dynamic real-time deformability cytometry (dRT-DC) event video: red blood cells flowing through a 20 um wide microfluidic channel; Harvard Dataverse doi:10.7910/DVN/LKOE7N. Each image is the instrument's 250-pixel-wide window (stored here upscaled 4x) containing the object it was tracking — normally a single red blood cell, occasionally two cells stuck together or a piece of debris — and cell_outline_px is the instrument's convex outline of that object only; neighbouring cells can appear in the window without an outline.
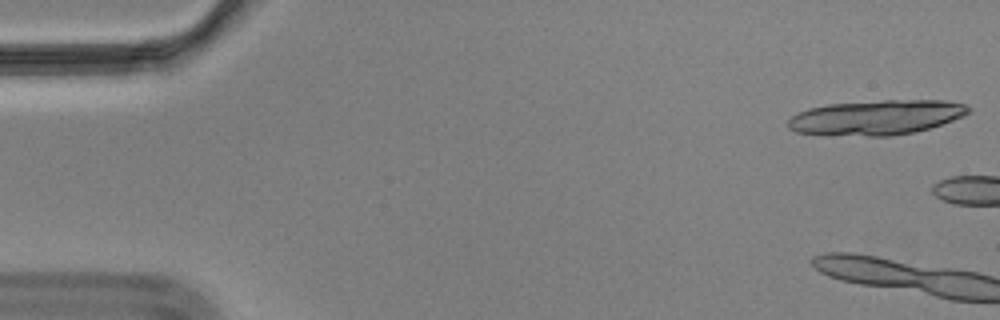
{"species": "Egyptian fruit bat (a non-hibernating species)", "species_latin": "Rousettus aegyptiacus", "temperature_condition": "cold", "stored_images_in_passage": 4, "camera_frame_rate_fps": 3000, "um_per_image_px": 0.085, "animal": {"sex": "male"}, "frame": {"image": 1, "passage_image": 1, "time_ms": 0.0, "image_size_px": [1000, 320], "cell_outline_px": [[972, 112], [964, 116], [916, 132], [892, 136], [824, 136], [796, 132], [788, 128], [788, 120], [792, 116], [808, 108], [828, 104], [884, 100], [944, 100], [964, 104], [972, 108]], "centroid_in_image_um": [74.47, 9.99], "position_along_channel_um": 10.5, "area_um2": 37.11}}